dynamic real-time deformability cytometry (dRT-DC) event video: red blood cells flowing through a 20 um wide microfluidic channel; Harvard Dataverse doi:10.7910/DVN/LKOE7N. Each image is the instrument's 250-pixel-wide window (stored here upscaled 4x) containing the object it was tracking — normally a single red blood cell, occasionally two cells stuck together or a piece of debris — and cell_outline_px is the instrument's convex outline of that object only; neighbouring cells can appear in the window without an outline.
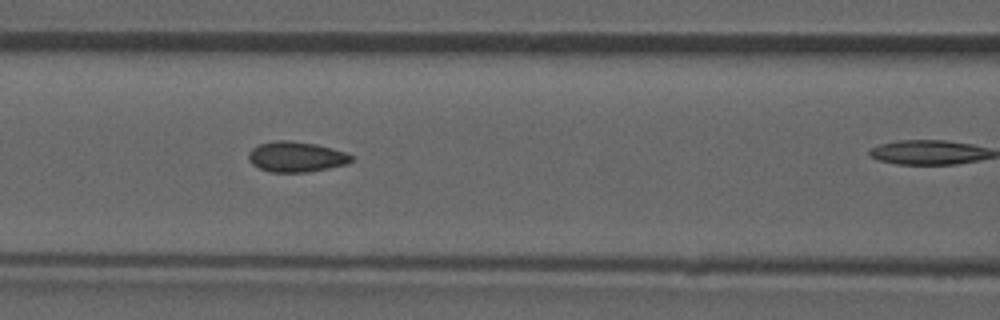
{"species": "common noctule bat (a hibernating species)", "species_latin": "Nyctalus noctula", "temperature_condition": "room temperature", "stored_images_in_passage": 26, "camera_frame_rate_fps": 3000, "um_per_image_px": 0.085, "animal": {"sex": "male", "forearm_length_mm": 52.5}, "frame": {"image": 1, "passage_image": 22, "time_ms": 7.0, "image_size_px": [1000, 320], "cell_outline_px": [[356, 160], [348, 164], [308, 172], [268, 172], [252, 164], [248, 160], [248, 152], [252, 148], [260, 144], [276, 140], [288, 140], [316, 144], [332, 148], [356, 156]], "centroid_in_image_um": [25.21, 13.33], "position_along_channel_um": 141.4, "area_um2": 18.44}}